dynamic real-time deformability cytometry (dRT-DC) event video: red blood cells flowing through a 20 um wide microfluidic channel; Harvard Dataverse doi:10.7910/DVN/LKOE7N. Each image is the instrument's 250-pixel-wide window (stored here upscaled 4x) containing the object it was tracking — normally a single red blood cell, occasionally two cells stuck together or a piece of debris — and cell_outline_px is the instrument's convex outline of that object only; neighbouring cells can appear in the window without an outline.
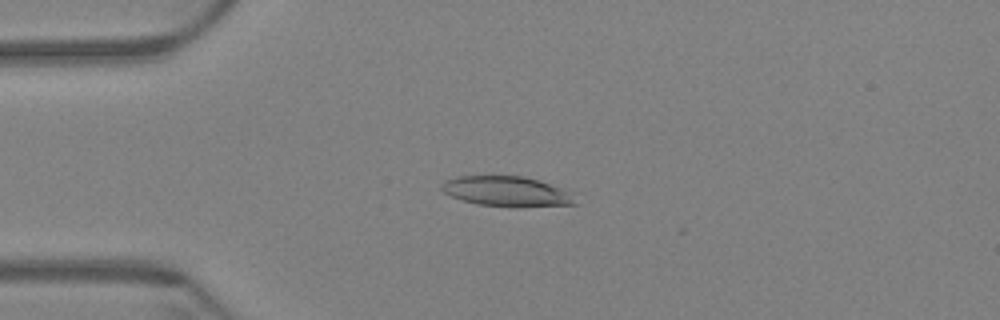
{"species": "Egyptian fruit bat (a non-hibernating species)", "species_latin": "Rousettus aegyptiacus", "temperature_condition": "warm", "stored_images_in_passage": 62, "camera_frame_rate_fps": 3000, "um_per_image_px": 0.085, "animal": {"sex": "female"}, "frame": {"image": 1, "passage_image": 16, "time_ms": 5.0, "image_size_px": [1000, 320], "cell_outline_px": [[576, 204], [520, 208], [476, 204], [452, 196], [444, 192], [440, 188], [440, 184], [444, 180], [456, 176], [524, 176], [560, 188], [568, 192]], "centroid_in_image_um": [43.0, 16.28], "position_along_channel_um": 42.0, "area_um2": 23.29}}
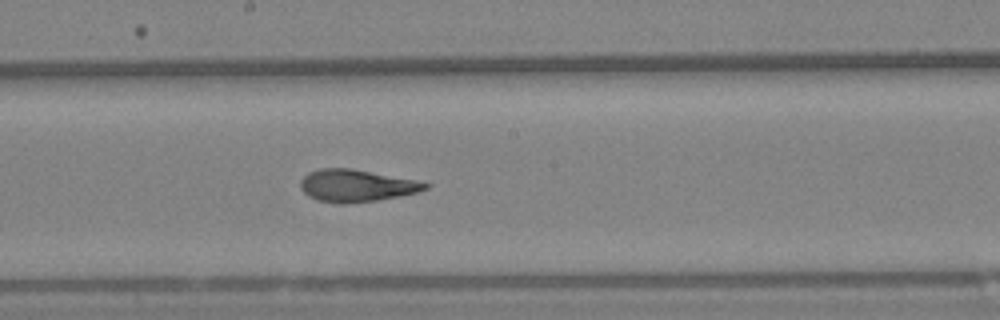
{"frame": {"image": 2, "passage_image": 34, "time_ms": 11.0, "image_size_px": [1000, 320], "cell_outline_px": [[432, 184], [428, 188], [416, 192], [376, 200], [348, 204], [340, 204], [316, 200], [308, 196], [300, 188], [300, 180], [308, 172], [320, 168], [352, 168]], "centroid_in_image_um": [30.21, 15.78], "position_along_channel_um": 218.0, "area_um2": 23.24}}
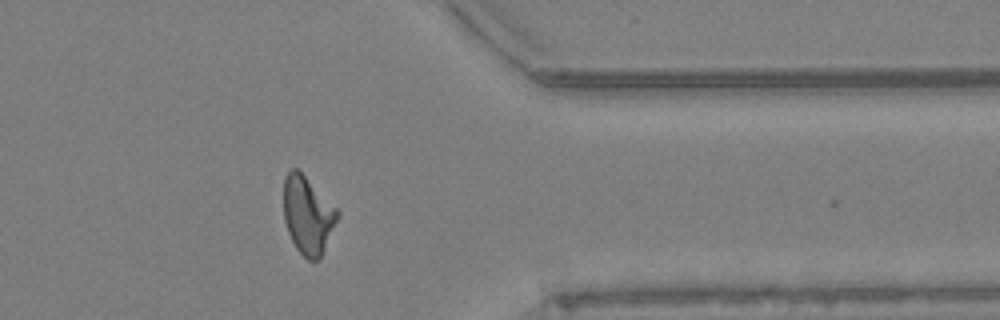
{"frame": {"image": 3, "passage_image": 50, "time_ms": 16.333, "image_size_px": [1000, 320], "cell_outline_px": [[340, 216], [320, 256], [316, 260], [308, 260], [296, 248], [288, 232], [284, 220], [284, 176], [292, 168], [296, 168], [340, 212]], "centroid_in_image_um": [26.15, 18.29], "position_along_channel_um": 385.3, "area_um2": 23.81}, "authors_computed_cell_mechanics": {"area_um2": 23.7558, "velocity_mm_per_s": 3.369, "shape_relaxation_time_tau1_ms": 8.5882, "shape_relaxation_time_tau2_ms": 1.4047, "deformation_change_tau1": 0.2335, "deformation_change_tau2": 0.0813}}